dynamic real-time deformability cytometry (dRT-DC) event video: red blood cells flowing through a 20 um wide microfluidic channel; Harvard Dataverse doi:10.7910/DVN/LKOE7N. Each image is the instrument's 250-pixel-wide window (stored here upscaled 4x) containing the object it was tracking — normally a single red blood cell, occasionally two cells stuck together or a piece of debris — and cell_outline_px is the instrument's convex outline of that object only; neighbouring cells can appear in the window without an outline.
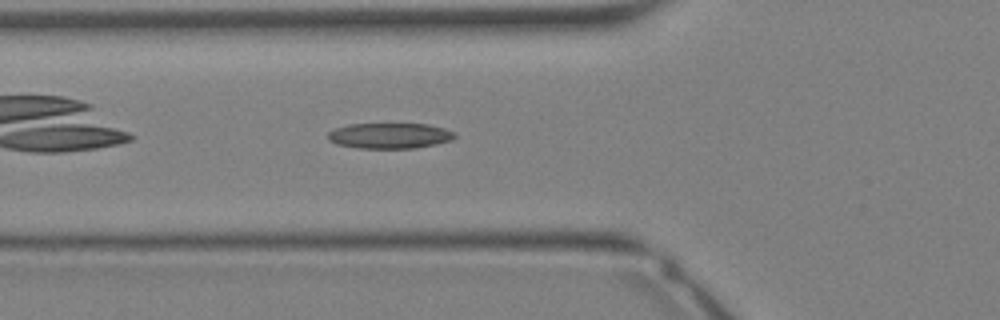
{"species": "Egyptian fruit bat (a non-hibernating species)", "species_latin": "Rousettus aegyptiacus", "temperature_condition": "warm", "stored_images_in_passage": 32, "camera_frame_rate_fps": 3000, "um_per_image_px": 0.085, "animal": {"sex": "female"}, "frame": {"image": 1, "passage_image": 11, "time_ms": 3.333, "image_size_px": [1000, 320], "cell_outline_px": [[456, 136], [452, 140], [436, 144], [416, 148], [360, 148], [336, 144], [328, 140], [328, 132], [336, 128], [348, 124], [428, 124], [444, 128], [456, 132]], "centroid_in_image_um": [33.14, 11.53], "position_along_channel_um": 92.7, "area_um2": 18.96}}
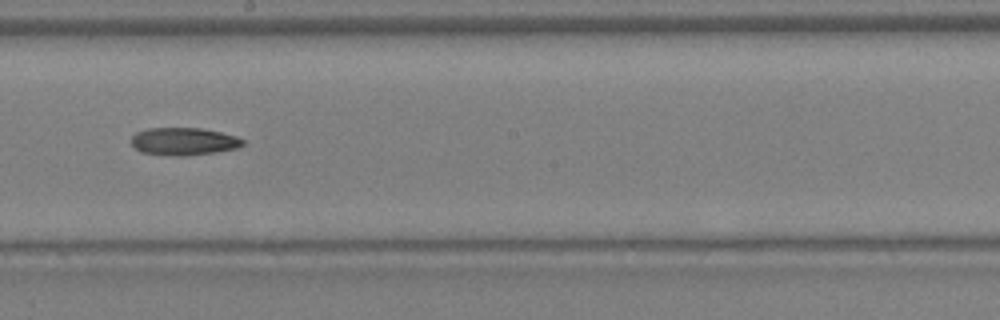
{"frame": {"image": 2, "passage_image": 18, "time_ms": 5.667, "image_size_px": [1000, 320], "cell_outline_px": [[244, 144], [236, 148], [216, 152], [188, 156], [172, 156], [140, 152], [132, 144], [132, 136], [136, 132], [148, 128], [200, 128], [220, 132], [236, 136], [244, 140]], "centroid_in_image_um": [15.61, 12.02], "position_along_channel_um": 232.6, "area_um2": 17.98}}
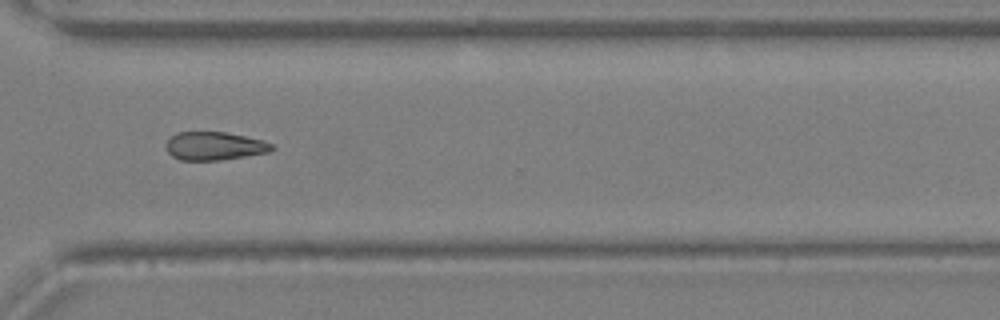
{"frame": {"image": 3, "passage_image": 24, "time_ms": 7.667, "image_size_px": [1000, 320], "cell_outline_px": [[276, 148], [268, 152], [220, 160], [180, 160], [172, 156], [168, 152], [164, 144], [176, 132], [224, 132], [264, 140], [276, 144]], "centroid_in_image_um": [18.24, 12.41], "position_along_channel_um": 352.4, "area_um2": 17.51}}